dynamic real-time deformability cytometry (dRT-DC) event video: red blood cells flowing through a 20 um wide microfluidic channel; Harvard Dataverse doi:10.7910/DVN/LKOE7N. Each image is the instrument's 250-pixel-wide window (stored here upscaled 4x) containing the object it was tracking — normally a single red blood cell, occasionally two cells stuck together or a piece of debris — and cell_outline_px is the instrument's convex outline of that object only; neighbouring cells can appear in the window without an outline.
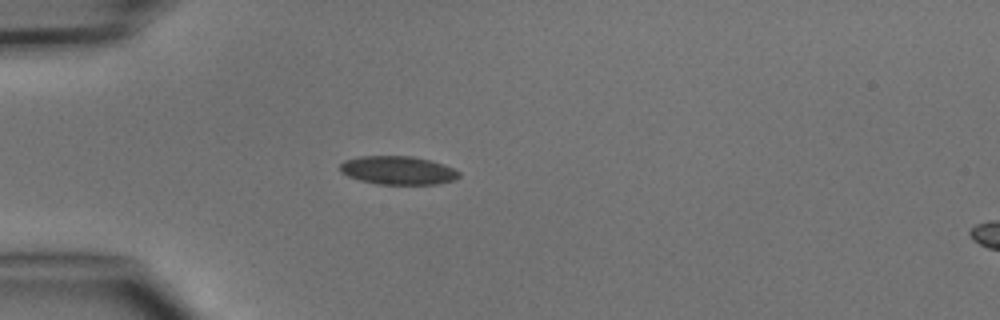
{"species": "common noctule bat (a hibernating species)", "species_latin": "Nyctalus noctula", "temperature_condition": "cold", "stored_images_in_passage": 2, "segment_of_instrument_passage": [1, 2], "camera_frame_rate_fps": 3000, "um_per_image_px": 0.085, "animal": {"sex": "male", "body_mass_g": 15.6}, "frame": {"image": 1, "passage_image": 1, "time_ms": 0.0, "image_size_px": [1000, 320], "cell_outline_px": [[460, 176], [456, 180], [440, 184], [376, 184], [360, 180], [348, 176], [340, 172], [340, 164], [344, 160], [360, 156], [412, 156], [444, 164], [460, 172]], "centroid_in_image_um": [33.83, 14.48], "position_along_channel_um": 51.2, "area_um2": 19.83}}